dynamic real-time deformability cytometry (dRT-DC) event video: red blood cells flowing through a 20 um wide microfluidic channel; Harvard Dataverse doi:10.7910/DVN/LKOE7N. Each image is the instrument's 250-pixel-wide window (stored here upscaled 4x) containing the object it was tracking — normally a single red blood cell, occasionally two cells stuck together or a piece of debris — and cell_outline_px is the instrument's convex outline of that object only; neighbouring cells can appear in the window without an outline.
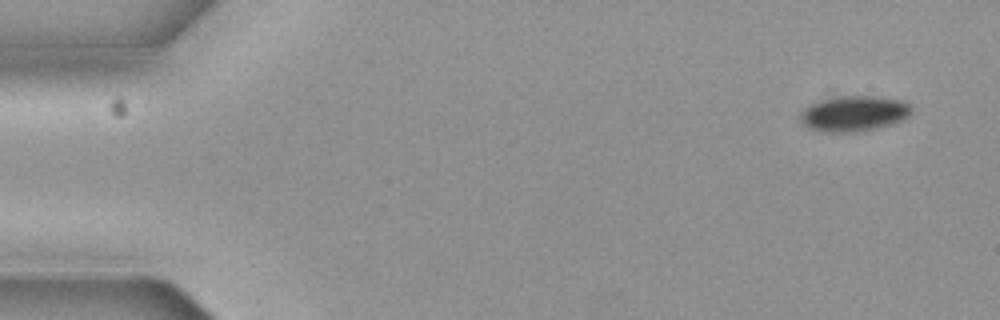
{"species": "common noctule bat (a hibernating species)", "species_latin": "Nyctalus noctula", "temperature_condition": "cold", "stored_images_in_passage": 4, "camera_frame_rate_fps": 3000, "um_per_image_px": 0.085, "animal": {"sex": "female", "body_mass_g": 19.3, "forearm_length_mm": 54.1}, "frame": {"image": 1, "passage_image": 1, "time_ms": 0.0, "image_size_px": [1000, 320], "cell_outline_px": [[912, 112], [904, 120], [892, 124], [876, 128], [856, 132], [824, 132], [808, 128], [800, 120], [800, 112], [808, 104], [820, 100], [836, 96], [876, 96], [904, 100], [912, 108]], "centroid_in_image_um": [72.58, 9.64], "position_along_channel_um": 12.4, "area_um2": 23.35}}
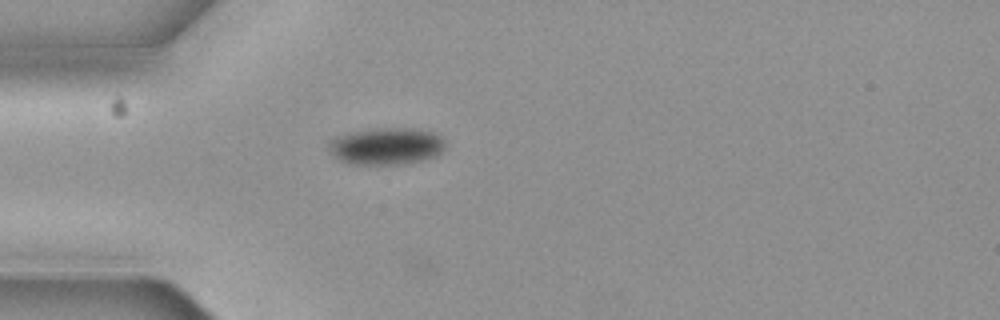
{"frame": {"image": 2, "passage_image": 4, "time_ms": 1.0, "image_size_px": [1000, 320], "cell_outline_px": [[444, 148], [436, 156], [404, 164], [348, 164], [340, 160], [328, 148], [328, 140], [336, 136], [348, 132], [376, 128], [412, 128], [436, 132], [444, 140]], "centroid_in_image_um": [32.82, 12.41], "position_along_channel_um": 52.2, "area_um2": 25.26}}